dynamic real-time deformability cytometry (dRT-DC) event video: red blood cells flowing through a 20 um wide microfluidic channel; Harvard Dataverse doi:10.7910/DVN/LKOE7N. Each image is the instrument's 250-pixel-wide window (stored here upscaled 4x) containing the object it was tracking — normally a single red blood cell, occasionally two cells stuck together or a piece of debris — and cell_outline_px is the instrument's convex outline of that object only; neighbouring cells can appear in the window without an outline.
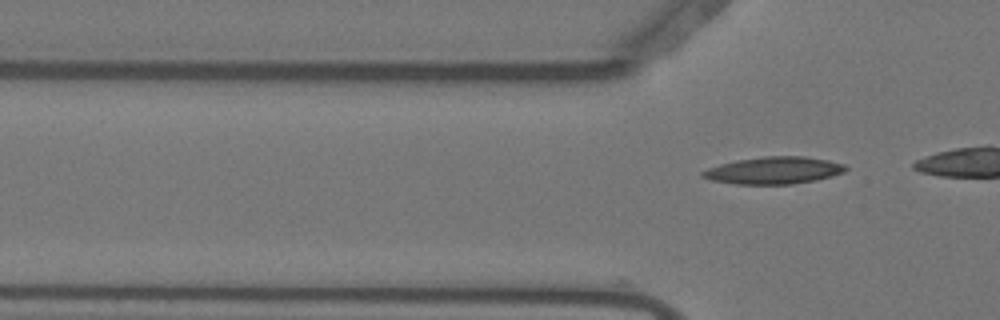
{"species": "Egyptian fruit bat (a non-hibernating species)", "species_latin": "Rousettus aegyptiacus", "temperature_condition": "warm", "stored_images_in_passage": 8, "camera_frame_rate_fps": 3000, "um_per_image_px": 0.085, "animal": {"sex": "female"}, "frame": {"image": 1, "passage_image": 8, "time_ms": 2.333, "image_size_px": [1000, 320], "cell_outline_px": [[848, 168], [844, 172], [832, 176], [816, 180], [792, 184], [736, 184], [712, 180], [700, 176], [700, 172], [708, 168], [720, 164], [736, 160], [764, 156], [804, 156], [828, 160], [844, 164]], "centroid_in_image_um": [65.77, 14.48], "position_along_channel_um": 60.0, "area_um2": 22.66}}